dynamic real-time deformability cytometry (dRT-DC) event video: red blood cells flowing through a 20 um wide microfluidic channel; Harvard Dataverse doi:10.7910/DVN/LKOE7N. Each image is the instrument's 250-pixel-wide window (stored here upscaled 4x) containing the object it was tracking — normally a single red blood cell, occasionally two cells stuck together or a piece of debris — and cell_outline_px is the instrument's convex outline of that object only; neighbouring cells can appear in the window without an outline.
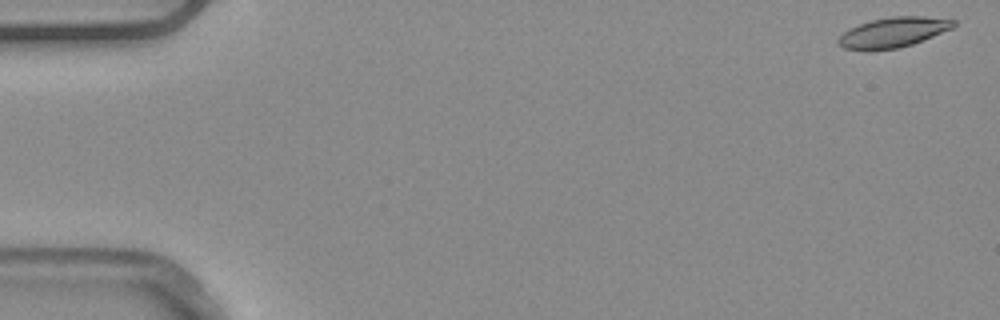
{"species": "common noctule bat (a hibernating species)", "species_latin": "Nyctalus noctula", "temperature_condition": "warm", "stored_images_in_passage": 52, "camera_frame_rate_fps": 3000, "um_per_image_px": 0.085, "animal": {"sex": "male", "body_mass_g": 20.4}, "frame": {"image": 1, "passage_image": 1, "time_ms": 0.0, "image_size_px": [1000, 320], "cell_outline_px": [[956, 24], [952, 28], [912, 44], [896, 48], [844, 48], [836, 40], [844, 32], [860, 24], [872, 20], [892, 16], [920, 16], [956, 20]], "centroid_in_image_um": [75.97, 2.71], "position_along_channel_um": 9.0, "area_um2": 19.31}}
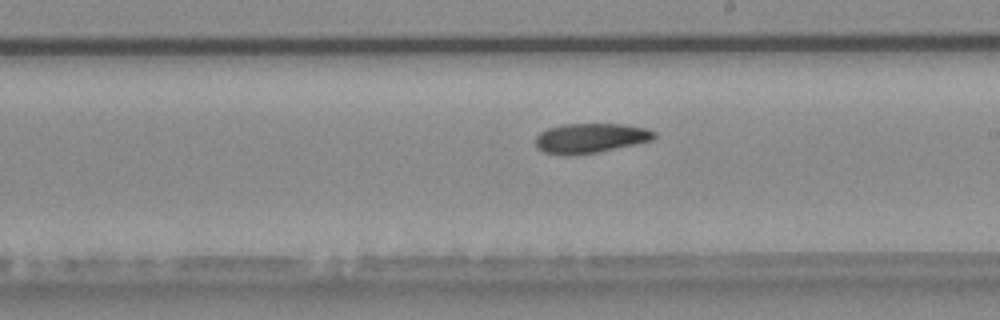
{"frame": {"image": 2, "passage_image": 30, "time_ms": 9.667, "image_size_px": [1000, 320], "cell_outline_px": [[656, 136], [652, 140], [596, 152], [576, 156], [564, 156], [544, 152], [536, 148], [536, 136], [540, 132], [548, 128], [564, 124], [620, 124], [644, 128], [656, 132]], "centroid_in_image_um": [50.13, 11.75], "position_along_channel_um": 238.9, "area_um2": 20.52}}
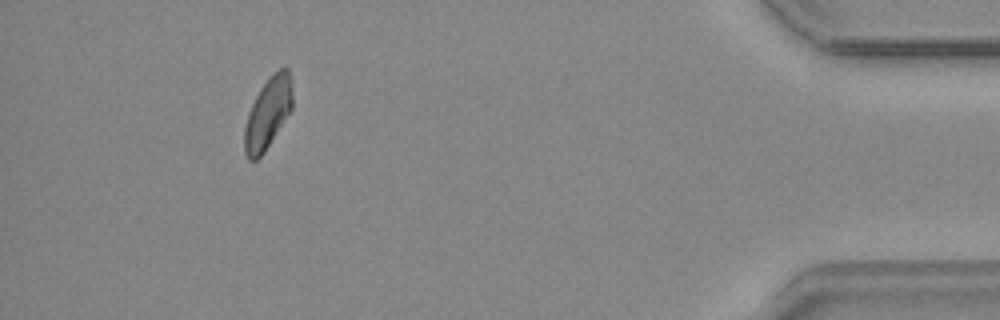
{"frame": {"image": 3, "passage_image": 48, "time_ms": 15.667, "image_size_px": [1000, 320], "cell_outline_px": [[292, 108], [264, 152], [256, 160], [248, 160], [244, 152], [244, 128], [252, 104], [260, 88], [272, 72], [284, 64], [288, 68], [292, 80]], "centroid_in_image_um": [22.78, 9.56], "position_along_channel_um": 412.4, "area_um2": 19.94}, "authors_computed_cell_mechanics": {"area_um2": 20.519, "velocity_mm_per_s": 3.8825, "shape_relaxation_time_tau1_ms": 7.0282, "shape_relaxation_time_tau2_ms": null, "deformation_change_tau1": 0.1376, "deformation_change_tau2": null}}